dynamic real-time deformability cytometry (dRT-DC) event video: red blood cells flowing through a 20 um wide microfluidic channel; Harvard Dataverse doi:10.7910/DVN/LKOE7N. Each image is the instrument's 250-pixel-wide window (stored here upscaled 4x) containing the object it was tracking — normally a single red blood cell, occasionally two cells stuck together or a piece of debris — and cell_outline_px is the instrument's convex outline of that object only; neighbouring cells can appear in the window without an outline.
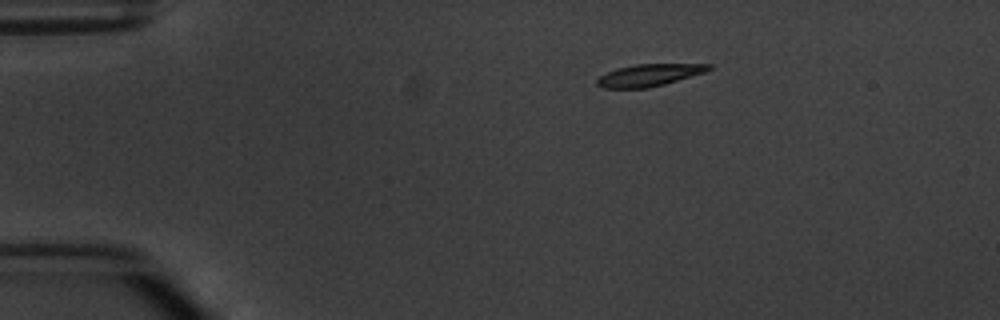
{"species": "common noctule bat (a hibernating species)", "species_latin": "Nyctalus noctula", "temperature_condition": "warm", "stored_images_in_passage": 4, "camera_frame_rate_fps": 3000, "um_per_image_px": 0.085, "animal": {"sex": "male", "body_mass_g": 20.1, "forearm_length_mm": 53.5}, "frame": {"image": 1, "passage_image": 4, "time_ms": 4.333, "image_size_px": [1000, 320], "cell_outline_px": [[712, 68], [704, 72], [664, 84], [648, 88], [600, 88], [596, 84], [596, 80], [600, 76], [608, 72], [620, 68], [636, 64], [712, 64]], "centroid_in_image_um": [55.15, 6.39], "position_along_channel_um": 29.8, "area_um2": 14.16}}